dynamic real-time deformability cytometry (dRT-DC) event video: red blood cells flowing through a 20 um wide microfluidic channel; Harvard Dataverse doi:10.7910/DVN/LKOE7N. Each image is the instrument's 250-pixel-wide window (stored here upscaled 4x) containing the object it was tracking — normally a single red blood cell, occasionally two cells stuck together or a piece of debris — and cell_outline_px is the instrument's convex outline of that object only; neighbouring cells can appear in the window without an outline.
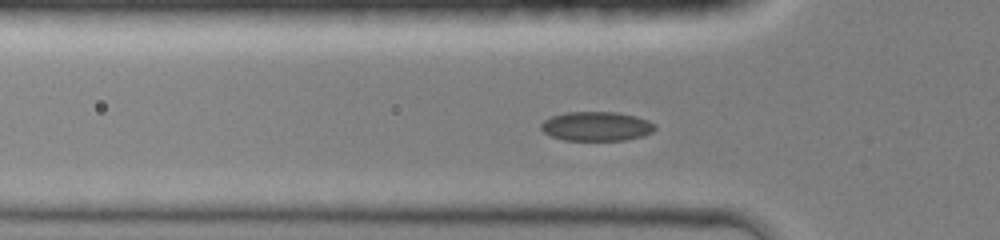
{"species": "common noctule bat (a hibernating species)", "species_latin": "Nyctalus noctula", "temperature_condition": "room temperature", "stored_images_in_passage": 36, "camera_frame_rate_fps": 3000, "um_per_image_px": 0.085, "animal": {"sex": "female", "body_mass_g": 19.0, "forearm_length_mm": 51.5}, "frame": {"image": 1, "passage_image": 7, "time_ms": 2.0, "image_size_px": [1000, 240], "cell_outline_px": [[656, 128], [652, 132], [644, 136], [624, 140], [564, 140], [552, 136], [544, 132], [540, 128], [540, 124], [544, 120], [552, 116], [564, 112], [616, 112], [636, 116], [648, 120], [656, 124]], "centroid_in_image_um": [50.71, 10.73], "position_along_channel_um": 75.1, "area_um2": 19.54}}
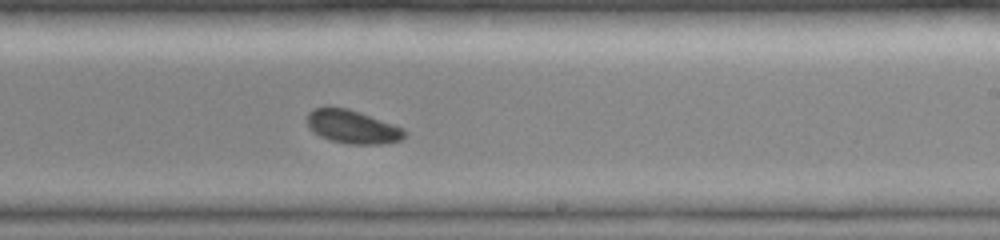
{"frame": {"image": 2, "passage_image": 20, "time_ms": 6.333, "image_size_px": [1000, 240], "cell_outline_px": [[408, 132], [400, 140], [384, 144], [348, 144], [332, 140], [320, 136], [308, 128], [308, 112], [312, 108], [324, 104], [348, 108], [360, 112], [404, 128]], "centroid_in_image_um": [29.93, 10.74], "position_along_channel_um": 259.1, "area_um2": 19.36}}
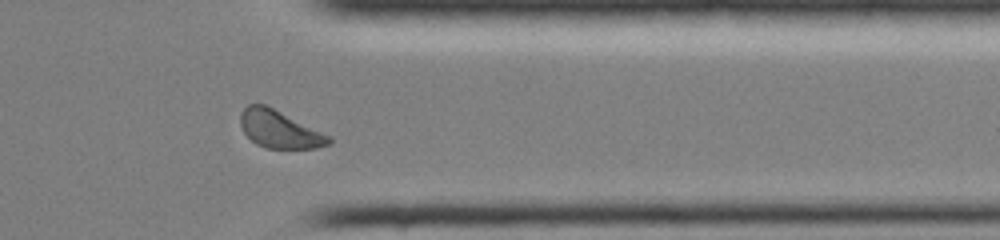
{"frame": {"image": 3, "passage_image": 29, "time_ms": 9.333, "image_size_px": [1000, 240], "cell_outline_px": [[332, 144], [316, 148], [264, 148], [256, 144], [244, 132], [240, 124], [240, 112], [248, 104], [264, 104], [332, 136]], "centroid_in_image_um": [23.77, 11.0], "position_along_channel_um": 387.6, "area_um2": 19.36}, "authors_computed_cell_mechanics": {"area_um2": 19.4497, "velocity_mm_per_s": 4.26, "shape_relaxation_time_tau1_ms": 1.6047, "shape_relaxation_time_tau2_ms": null, "deformation_change_tau1": 0.0722, "deformation_change_tau2": null}}